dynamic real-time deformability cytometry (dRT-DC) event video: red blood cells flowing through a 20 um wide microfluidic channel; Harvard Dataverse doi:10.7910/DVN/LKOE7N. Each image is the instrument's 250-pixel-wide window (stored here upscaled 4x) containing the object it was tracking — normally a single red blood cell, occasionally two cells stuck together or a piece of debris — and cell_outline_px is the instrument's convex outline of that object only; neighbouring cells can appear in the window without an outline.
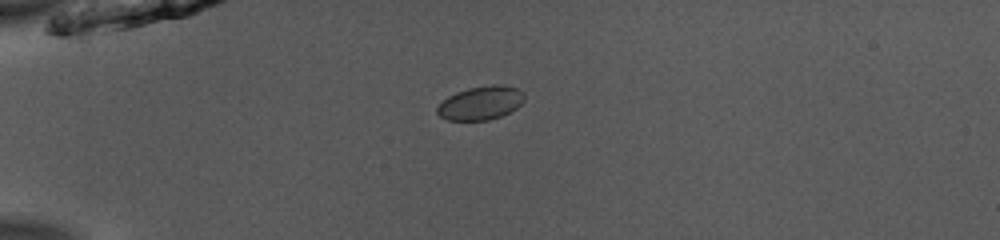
{"species": "common noctule bat (a hibernating species)", "species_latin": "Nyctalus noctula", "temperature_condition": "room temperature", "stored_images_in_passage": 39, "camera_frame_rate_fps": 3000, "um_per_image_px": 0.085, "animal": {"sex": "male", "body_mass_g": 13.0, "forearm_length_mm": 53.1}, "frame": {"image": 1, "passage_image": 1, "time_ms": 0.0, "image_size_px": [1000, 240], "cell_outline_px": [[524, 100], [516, 108], [500, 116], [488, 120], [448, 120], [440, 116], [436, 112], [436, 108], [448, 96], [456, 92], [468, 88], [492, 84], [500, 84], [516, 88], [524, 92]], "centroid_in_image_um": [40.86, 8.74], "position_along_channel_um": 44.1, "area_um2": 16.99}}
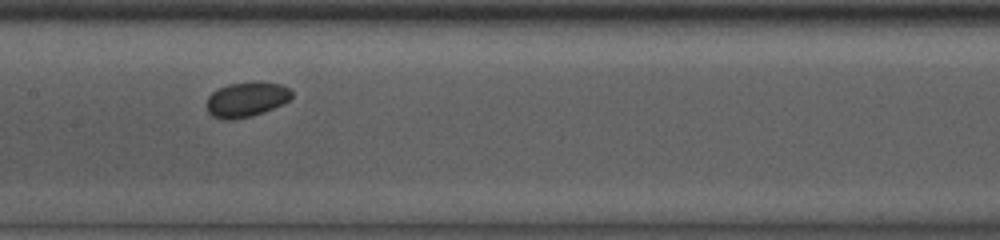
{"frame": {"image": 2, "passage_image": 14, "time_ms": 4.333, "image_size_px": [1000, 240], "cell_outline_px": [[292, 96], [284, 104], [264, 112], [252, 116], [232, 120], [224, 120], [212, 116], [208, 112], [208, 96], [212, 92], [228, 84], [252, 80], [280, 84], [288, 88], [292, 92]], "centroid_in_image_um": [20.96, 8.44], "position_along_channel_um": 186.4, "area_um2": 17.51}}
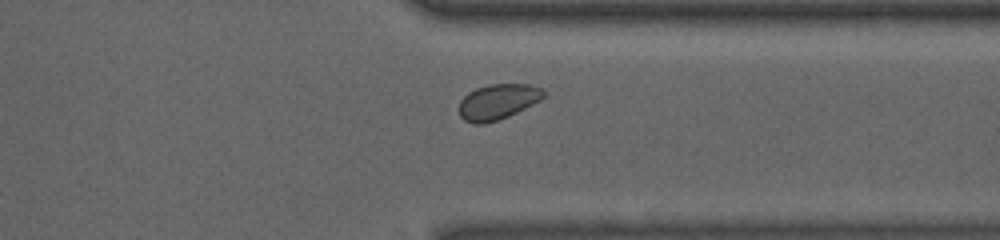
{"frame": {"image": 3, "passage_image": 28, "time_ms": 9.0, "image_size_px": [1000, 240], "cell_outline_px": [[544, 96], [540, 100], [508, 116], [484, 124], [472, 124], [464, 120], [460, 116], [460, 100], [468, 92], [476, 88], [488, 84], [528, 84], [544, 88]], "centroid_in_image_um": [42.3, 8.64], "position_along_channel_um": 369.1, "area_um2": 17.4}, "authors_computed_cell_mechanics": {"area_um2": 16.9932, "velocity_mm_per_s": 3.9198, "shape_relaxation_time_tau1_ms": null, "shape_relaxation_time_tau2_ms": 3.2875, "deformation_change_tau1": null, "deformation_change_tau2": 0.0434}}